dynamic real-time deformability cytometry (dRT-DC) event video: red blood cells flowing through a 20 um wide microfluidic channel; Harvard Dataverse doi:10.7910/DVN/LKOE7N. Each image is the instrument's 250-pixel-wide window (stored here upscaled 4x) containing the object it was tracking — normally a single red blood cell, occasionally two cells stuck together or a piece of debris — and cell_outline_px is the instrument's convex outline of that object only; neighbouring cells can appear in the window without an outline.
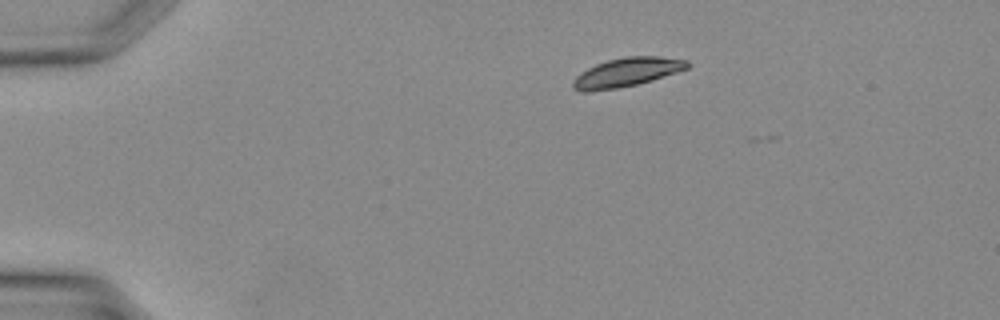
{"species": "Egyptian fruit bat (a non-hibernating species)", "species_latin": "Rousettus aegyptiacus", "temperature_condition": "warm", "stored_images_in_passage": 4, "camera_frame_rate_fps": 3000, "um_per_image_px": 0.085, "animal": {"sex": "female"}, "frame": {"image": 1, "passage_image": 1, "time_ms": 0.0, "image_size_px": [1000, 320], "cell_outline_px": [[688, 68], [652, 80], [636, 84], [616, 88], [588, 92], [580, 92], [572, 88], [572, 80], [576, 76], [588, 68], [596, 64], [608, 60], [624, 56], [660, 56], [688, 60]], "centroid_in_image_um": [53.24, 6.14], "position_along_channel_um": 31.8, "area_um2": 19.19}}